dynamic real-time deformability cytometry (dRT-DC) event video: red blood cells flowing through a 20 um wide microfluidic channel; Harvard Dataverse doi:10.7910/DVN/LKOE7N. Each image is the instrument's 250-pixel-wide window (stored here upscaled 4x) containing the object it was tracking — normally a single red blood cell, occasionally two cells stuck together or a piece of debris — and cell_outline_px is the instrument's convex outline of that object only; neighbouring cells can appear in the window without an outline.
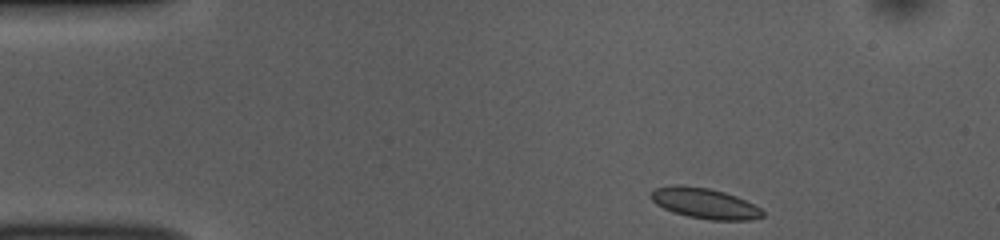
{"species": "common noctule bat (a hibernating species)", "species_latin": "Nyctalus noctula", "temperature_condition": "room temperature", "stored_images_in_passage": 45, "camera_frame_rate_fps": 3000, "um_per_image_px": 0.085, "animal": {"sex": "female", "body_mass_g": 10.0, "forearm_length_mm": 53.1}, "frame": {"image": 1, "passage_image": 1, "time_ms": 0.0, "image_size_px": [1000, 240], "cell_outline_px": [[764, 216], [752, 220], [708, 220], [688, 216], [664, 208], [656, 204], [648, 196], [656, 188], [672, 184], [676, 184], [708, 188], [724, 192], [736, 196], [760, 208], [764, 212]], "centroid_in_image_um": [59.89, 17.28], "position_along_channel_um": 25.1, "area_um2": 19.77}}
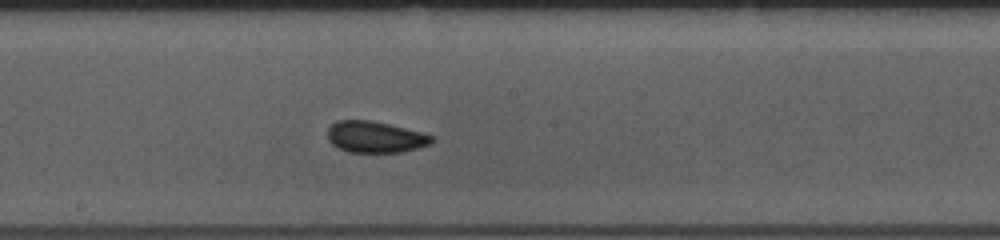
{"frame": {"image": 2, "passage_image": 21, "time_ms": 6.667, "image_size_px": [1000, 240], "cell_outline_px": [[436, 136], [428, 144], [404, 152], [348, 152], [332, 144], [328, 140], [328, 128], [336, 120], [372, 120]], "centroid_in_image_um": [31.86, 11.64], "position_along_channel_um": 216.3, "area_um2": 18.9}}
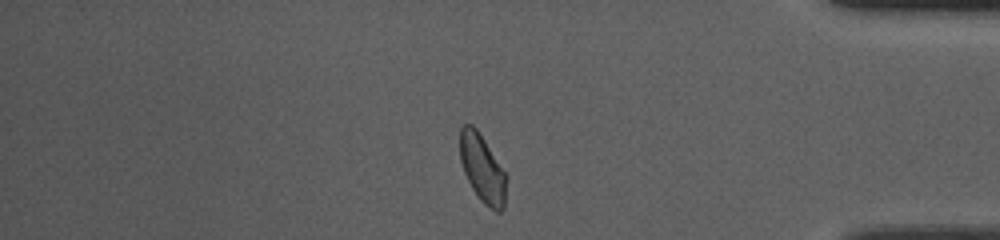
{"frame": {"image": 3, "passage_image": 37, "time_ms": 12.0, "image_size_px": [1000, 240], "cell_outline_px": [[508, 176], [504, 208], [500, 212], [496, 212], [484, 204], [480, 200], [472, 188], [464, 172], [460, 160], [460, 128], [464, 124], [472, 124], [476, 128]], "centroid_in_image_um": [41.02, 14.35], "position_along_channel_um": 394.2, "area_um2": 18.44}, "authors_computed_cell_mechanics": {"area_um2": 19.1896, "velocity_mm_per_s": 3.8625, "shape_relaxation_time_tau1_ms": 2.1709, "shape_relaxation_time_tau2_ms": 1.0153, "deformation_change_tau1": 0.0698, "deformation_change_tau2": 0.0447}}